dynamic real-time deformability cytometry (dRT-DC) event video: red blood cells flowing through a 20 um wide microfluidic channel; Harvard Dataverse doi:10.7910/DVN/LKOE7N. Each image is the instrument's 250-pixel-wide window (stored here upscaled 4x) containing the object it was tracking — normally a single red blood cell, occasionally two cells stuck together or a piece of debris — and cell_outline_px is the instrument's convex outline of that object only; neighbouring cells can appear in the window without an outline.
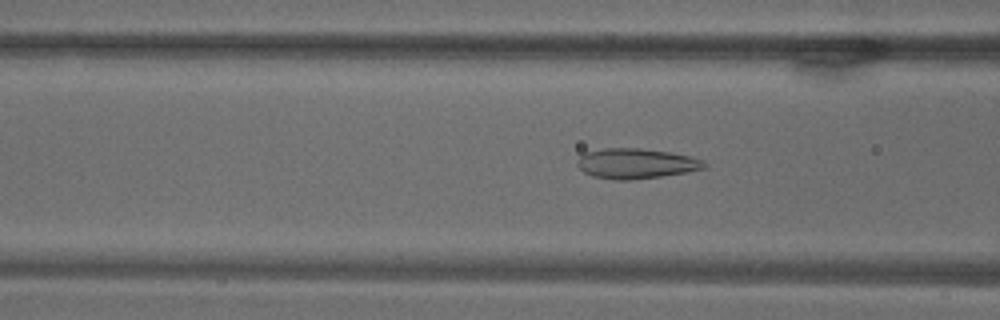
{"species": "common noctule bat (a hibernating species)", "species_latin": "Nyctalus noctula", "temperature_condition": "warm", "stored_images_in_passage": 71, "camera_frame_rate_fps": 3000, "um_per_image_px": 0.085, "animal": {"sex": "male", "body_mass_g": 18.8}, "frame": {"image": 1, "passage_image": 28, "time_ms": 9.0, "image_size_px": [1000, 320], "cell_outline_px": [[708, 164], [704, 168], [688, 172], [632, 180], [612, 180], [592, 176], [584, 172], [576, 164], [576, 160], [584, 152], [604, 148], [640, 148], [668, 152], [688, 156], [704, 160]], "centroid_in_image_um": [54.03, 13.9], "position_along_channel_um": 112.6, "area_um2": 22.43}}
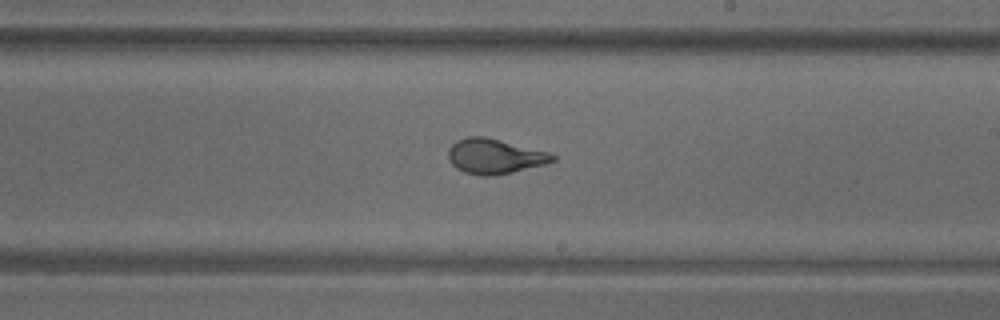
{"frame": {"image": 2, "passage_image": 42, "time_ms": 13.667, "image_size_px": [1000, 320], "cell_outline_px": [[556, 160], [544, 164], [512, 172], [492, 176], [480, 176], [464, 172], [456, 168], [448, 160], [448, 148], [456, 140], [468, 136], [484, 136], [548, 152], [556, 156]], "centroid_in_image_um": [42.0, 13.29], "position_along_channel_um": 247.0, "area_um2": 21.21}}
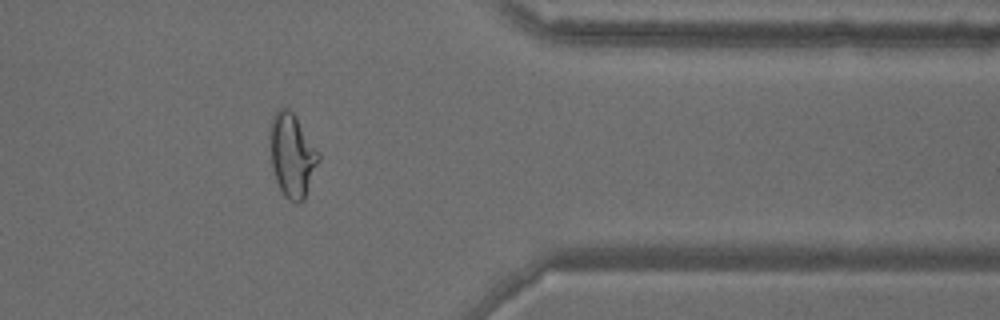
{"frame": {"image": 3, "passage_image": 58, "time_ms": 19.0, "image_size_px": [1000, 320], "cell_outline_px": [[320, 160], [304, 200], [300, 204], [296, 204], [288, 200], [284, 196], [276, 180], [272, 168], [268, 136], [268, 132], [272, 116], [280, 108], [288, 108], [296, 116], [320, 152]], "centroid_in_image_um": [24.82, 13.2], "position_along_channel_um": 386.6, "area_um2": 24.22}}